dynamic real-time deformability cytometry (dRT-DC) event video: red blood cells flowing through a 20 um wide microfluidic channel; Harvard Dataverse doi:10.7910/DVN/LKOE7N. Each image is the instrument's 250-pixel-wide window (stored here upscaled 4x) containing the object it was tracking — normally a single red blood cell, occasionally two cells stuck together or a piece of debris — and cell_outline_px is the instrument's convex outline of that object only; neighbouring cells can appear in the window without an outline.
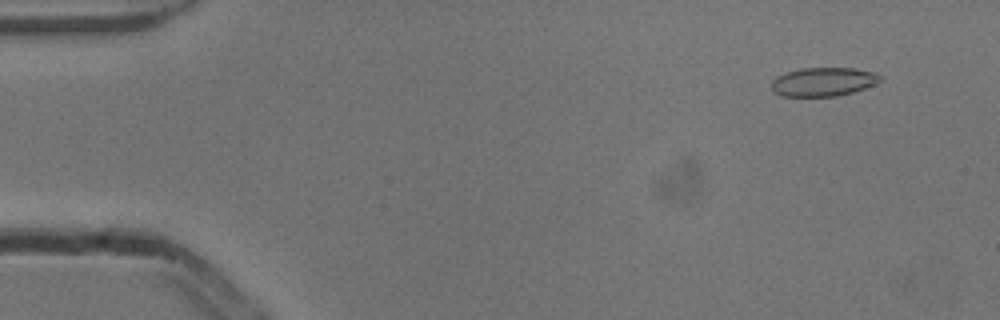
{"species": "common noctule bat (a hibernating species)", "species_latin": "Nyctalus noctula", "temperature_condition": "cold", "stored_images_in_passage": 6, "camera_frame_rate_fps": 3000, "um_per_image_px": 0.085, "animal": {"sex": "male", "body_mass_g": 13.3}, "frame": {"image": 1, "passage_image": 2, "time_ms": 0.333, "image_size_px": [1000, 320], "cell_outline_px": [[880, 80], [864, 88], [852, 92], [836, 96], [780, 96], [772, 92], [772, 80], [776, 76], [800, 68], [852, 68], [876, 72], [880, 76]], "centroid_in_image_um": [69.93, 6.95], "position_along_channel_um": 15.1, "area_um2": 18.09}}
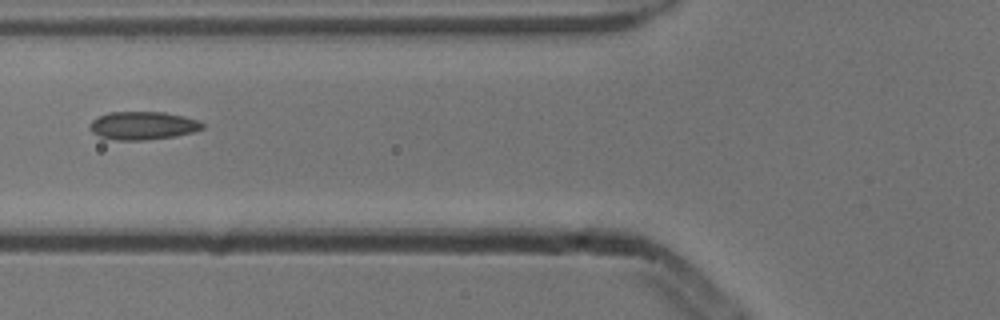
{"frame": {"image": 2, "passage_image": 6, "time_ms": 1.667, "image_size_px": [1000, 320], "cell_outline_px": [[204, 128], [196, 132], [176, 136], [144, 140], [116, 140], [100, 136], [92, 132], [88, 128], [88, 124], [92, 120], [108, 112], [164, 112], [184, 116], [200, 120], [204, 124]], "centroid_in_image_um": [12.17, 10.67], "position_along_channel_um": 113.6, "area_um2": 18.67}}